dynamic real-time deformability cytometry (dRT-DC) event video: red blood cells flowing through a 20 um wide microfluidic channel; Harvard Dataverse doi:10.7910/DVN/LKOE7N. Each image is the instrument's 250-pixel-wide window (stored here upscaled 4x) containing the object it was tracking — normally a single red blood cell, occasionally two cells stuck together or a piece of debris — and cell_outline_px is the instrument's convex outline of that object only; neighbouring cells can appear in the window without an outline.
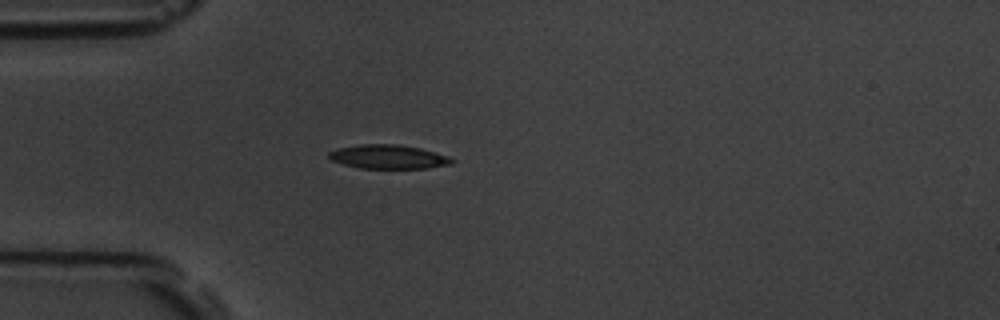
{"species": "common noctule bat (a hibernating species)", "species_latin": "Nyctalus noctula", "temperature_condition": "room temperature", "stored_images_in_passage": 1, "camera_frame_rate_fps": 3000, "um_per_image_px": 0.085, "animal": {"sex": "male", "body_mass_g": 19.5, "forearm_length_mm": 54.6}, "frame": {"image": 1, "passage_image": 1, "time_ms": 0.0, "image_size_px": [1000, 320], "cell_outline_px": [[452, 164], [424, 168], [360, 168], [344, 164], [332, 160], [328, 156], [328, 152], [336, 148], [360, 144], [400, 144], [420, 148], [448, 156], [452, 160]], "centroid_in_image_um": [32.97, 13.31], "position_along_channel_um": 52.0, "area_um2": 17.05}}